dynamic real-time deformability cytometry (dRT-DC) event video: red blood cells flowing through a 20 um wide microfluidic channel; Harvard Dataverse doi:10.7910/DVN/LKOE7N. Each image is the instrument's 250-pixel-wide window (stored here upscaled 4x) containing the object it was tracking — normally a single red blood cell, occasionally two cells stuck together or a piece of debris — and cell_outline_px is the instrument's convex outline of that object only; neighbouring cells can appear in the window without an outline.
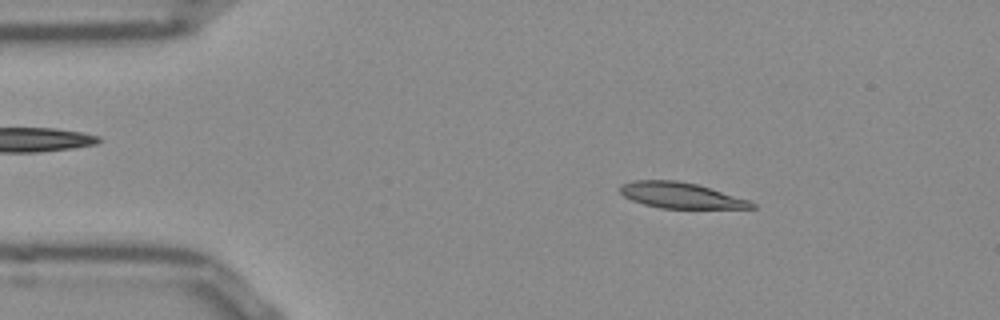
{"species": "Egyptian fruit bat (a non-hibernating species)", "species_latin": "Rousettus aegyptiacus", "temperature_condition": "room temperature", "stored_images_in_passage": 51, "camera_frame_rate_fps": 3000, "um_per_image_px": 0.085, "frame": {"image": 1, "passage_image": 7, "time_ms": 2.0, "image_size_px": [1000, 320], "cell_outline_px": [[756, 208], [660, 208], [644, 204], [632, 200], [624, 196], [620, 192], [620, 184], [632, 180], [676, 180], [696, 184], [748, 200], [756, 204]], "centroid_in_image_um": [57.81, 16.6], "position_along_channel_um": 27.2, "area_um2": 19.54}}
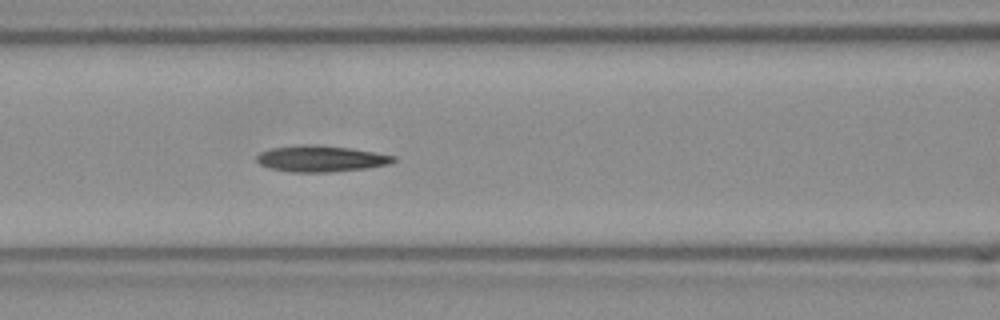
{"frame": {"image": 2, "passage_image": 20, "time_ms": 6.333, "image_size_px": [1000, 320], "cell_outline_px": [[396, 160], [388, 164], [368, 168], [332, 172], [292, 172], [268, 168], [260, 164], [256, 160], [256, 156], [260, 152], [272, 148], [348, 148], [396, 156]], "centroid_in_image_um": [27.3, 13.56], "position_along_channel_um": 139.3, "area_um2": 19.59}}
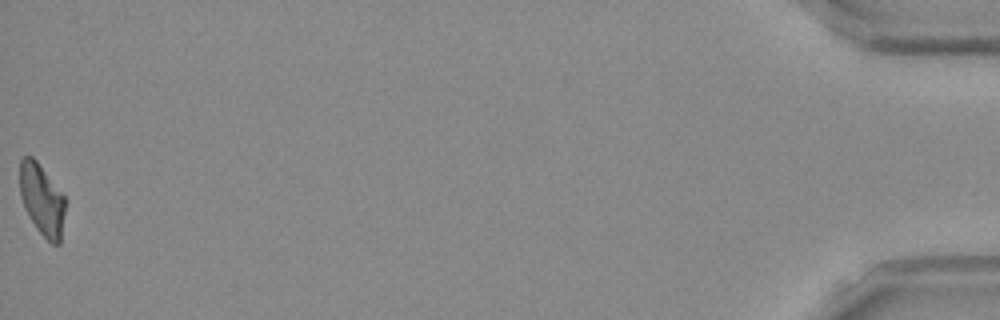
{"frame": {"image": 3, "passage_image": 51, "time_ms": 16.667, "image_size_px": [1000, 320], "cell_outline_px": [[68, 200], [60, 244], [52, 244], [36, 228], [28, 216], [24, 208], [20, 196], [20, 160], [24, 156], [32, 156], [36, 160]], "centroid_in_image_um": [3.6, 16.99], "position_along_channel_um": 431.6, "area_um2": 19.25}}